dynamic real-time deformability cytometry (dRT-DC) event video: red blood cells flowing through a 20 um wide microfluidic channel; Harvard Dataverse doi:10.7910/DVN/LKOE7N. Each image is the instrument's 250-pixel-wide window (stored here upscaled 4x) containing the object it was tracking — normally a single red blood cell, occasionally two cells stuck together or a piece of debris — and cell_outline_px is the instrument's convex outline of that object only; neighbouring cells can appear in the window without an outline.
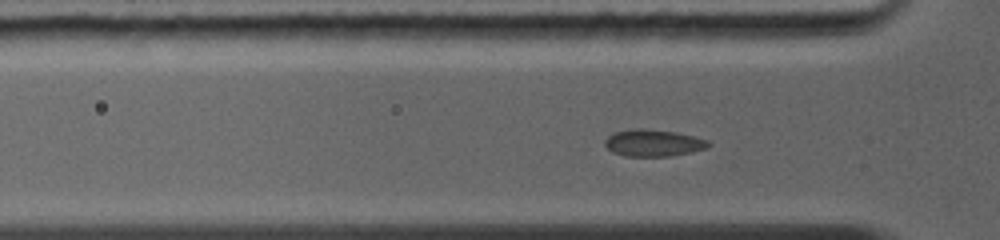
{"species": "common noctule bat (a hibernating species)", "species_latin": "Nyctalus noctula", "temperature_condition": "warm", "stored_images_in_passage": 81, "camera_frame_rate_fps": 5000, "um_per_image_px": 0.085, "animal": {"sex": "female", "body_mass_g": 19.0, "forearm_length_mm": 56.7}, "frame": {"image": 1, "passage_image": 7, "time_ms": 0.8, "image_size_px": [1000, 240], "cell_outline_px": [[712, 144], [708, 148], [692, 152], [672, 156], [624, 156], [612, 152], [604, 144], [604, 140], [608, 136], [616, 132], [636, 128], [644, 128], [676, 132], [708, 140]], "centroid_in_image_um": [55.55, 12.15], "position_along_channel_um": 70.3, "area_um2": 16.3}}
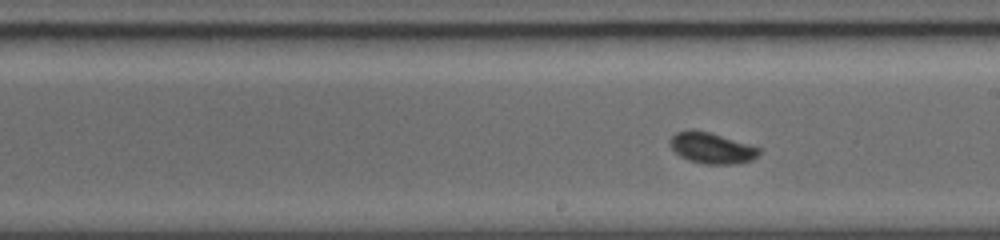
{"frame": {"image": 2, "passage_image": 39, "time_ms": 4.4, "image_size_px": [1000, 240], "cell_outline_px": [[760, 152], [752, 160], [736, 164], [704, 164], [688, 160], [680, 156], [672, 148], [668, 140], [676, 132], [688, 128], [692, 128], [708, 132], [760, 148]], "centroid_in_image_um": [60.44, 12.58], "position_along_channel_um": 228.6, "area_um2": 16.01}}
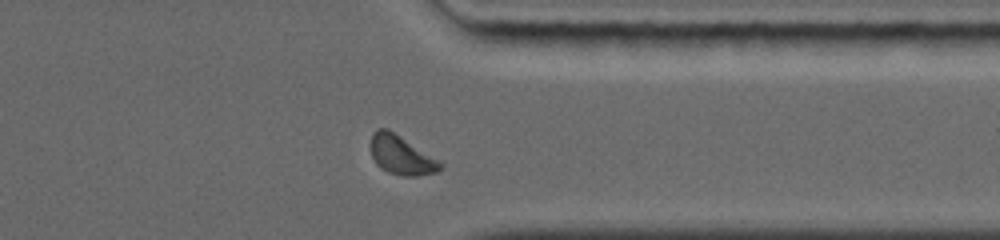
{"frame": {"image": 3, "passage_image": 69, "time_ms": 7.8, "image_size_px": [1000, 240], "cell_outline_px": [[444, 168], [436, 172], [416, 176], [404, 176], [388, 172], [380, 168], [376, 164], [372, 156], [372, 132], [376, 128], [388, 128], [444, 164]], "centroid_in_image_um": [34.11, 13.19], "position_along_channel_um": 377.3, "area_um2": 15.66}, "authors_computed_cell_mechanics": {"area_um2": 15.4904, "velocity_mm_per_s": 4.4067, "shape_relaxation_time_tau1_ms": 4.0048, "shape_relaxation_time_tau2_ms": null, "deformation_change_tau1": 0.1273, "deformation_change_tau2": null}}